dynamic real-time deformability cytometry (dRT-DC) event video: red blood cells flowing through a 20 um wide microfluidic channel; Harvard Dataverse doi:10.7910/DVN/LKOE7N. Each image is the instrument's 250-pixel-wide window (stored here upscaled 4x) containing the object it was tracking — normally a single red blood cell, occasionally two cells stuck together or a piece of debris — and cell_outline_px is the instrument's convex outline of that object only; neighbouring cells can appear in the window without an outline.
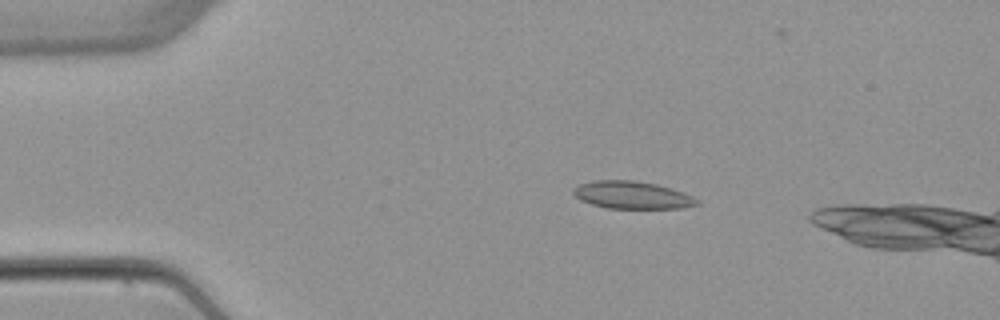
{"species": "common noctule bat (a hibernating species)", "species_latin": "Nyctalus noctula", "temperature_condition": "warm", "stored_images_in_passage": 4, "camera_frame_rate_fps": 3000, "um_per_image_px": 0.085, "animal": {"sex": "female", "body_mass_g": 22.7, "forearm_length_mm": 54.2}, "frame": {"image": 1, "passage_image": 2, "time_ms": 1.333, "image_size_px": [1000, 320], "cell_outline_px": [[700, 204], [684, 208], [608, 208], [592, 204], [580, 200], [572, 192], [572, 188], [576, 184], [592, 180], [632, 180], [656, 184], [672, 188], [692, 196], [700, 200]], "centroid_in_image_um": [53.71, 16.57], "position_along_channel_um": 31.3, "area_um2": 20.0}}
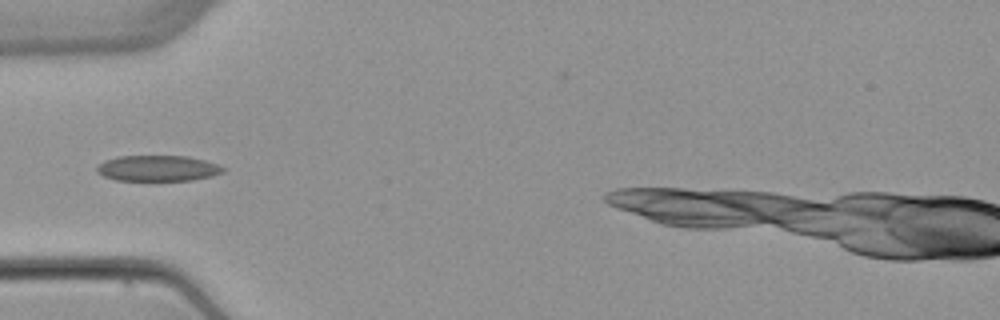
{"frame": {"image": 2, "passage_image": 4, "time_ms": 3.667, "image_size_px": [1000, 320], "cell_outline_px": [[224, 172], [212, 176], [192, 180], [116, 180], [104, 176], [96, 172], [96, 168], [104, 160], [120, 156], [188, 156], [204, 160], [216, 164], [224, 168]], "centroid_in_image_um": [13.4, 14.3], "position_along_channel_um": 71.6, "area_um2": 18.84}}